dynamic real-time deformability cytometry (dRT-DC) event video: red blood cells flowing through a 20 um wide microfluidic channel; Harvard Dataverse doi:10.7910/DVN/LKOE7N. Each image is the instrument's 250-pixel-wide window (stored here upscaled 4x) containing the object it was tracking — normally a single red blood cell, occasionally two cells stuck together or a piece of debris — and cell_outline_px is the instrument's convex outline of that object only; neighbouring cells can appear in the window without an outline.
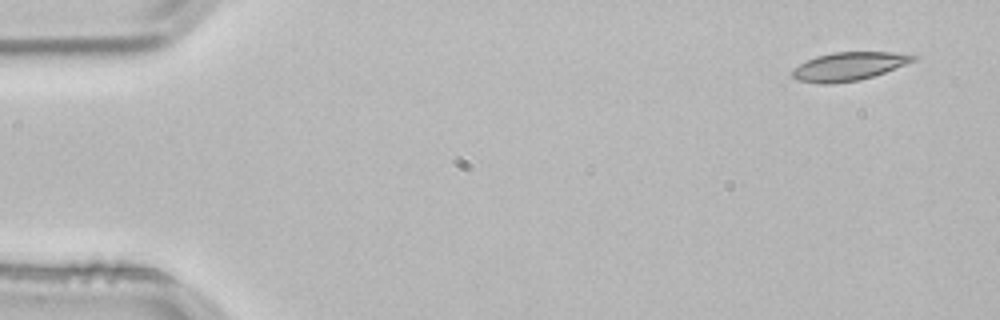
{"species": "common noctule bat (a hibernating species)", "species_latin": "Nyctalus noctula", "temperature_condition": "room temperature", "stored_images_in_passage": 4, "camera_frame_rate_fps": 3000, "um_per_image_px": 0.085, "animal": {"sex": "male", "body_mass_g": 21.5, "forearm_length_mm": 52.0}, "frame": {"image": 1, "passage_image": 1, "time_ms": 0.0, "image_size_px": [1000, 320], "cell_outline_px": [[920, 56], [916, 60], [884, 72], [860, 80], [832, 84], [820, 84], [796, 80], [792, 76], [792, 68], [816, 56], [832, 52], [916, 52]], "centroid_in_image_um": [72.21, 5.62], "position_along_channel_um": 12.8, "area_um2": 20.35}}
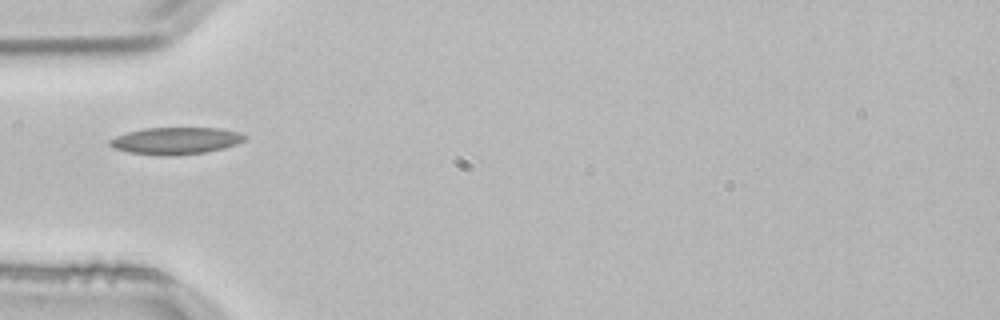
{"frame": {"image": 2, "passage_image": 4, "time_ms": 1.0, "image_size_px": [1000, 320], "cell_outline_px": [[248, 136], [244, 140], [236, 144], [224, 148], [204, 152], [172, 156], [160, 156], [128, 152], [112, 148], [108, 144], [108, 140], [116, 136], [128, 132], [144, 128], [220, 128], [240, 132]], "centroid_in_image_um": [14.92, 11.97], "position_along_channel_um": 70.1, "area_um2": 21.39}}